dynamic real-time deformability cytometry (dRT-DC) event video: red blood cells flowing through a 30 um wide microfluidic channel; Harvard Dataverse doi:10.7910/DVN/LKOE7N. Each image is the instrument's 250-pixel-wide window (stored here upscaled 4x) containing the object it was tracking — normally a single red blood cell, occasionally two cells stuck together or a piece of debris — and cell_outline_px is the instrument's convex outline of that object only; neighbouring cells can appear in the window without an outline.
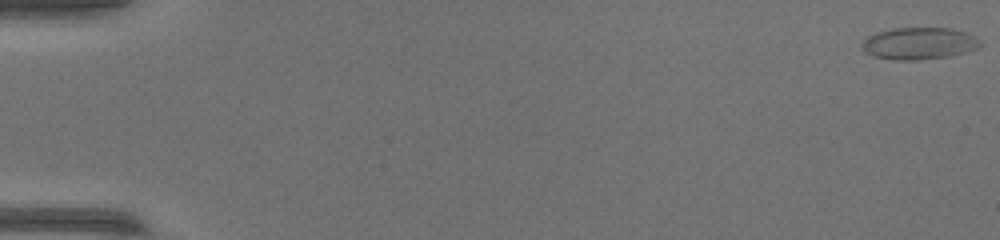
{"species": "common noctule bat (a hibernating species)", "species_latin": "Nyctalus noctula", "temperature_condition": "warm", "stored_images_in_passage": 54, "camera_frame_rate_fps": 3000, "um_per_image_px": 0.085, "animal": {"sex": "female", "body_mass_g": 17.0, "forearm_length_mm": 48.0}, "frame": {"image": 1, "passage_image": 1, "time_ms": 0.0, "image_size_px": [1000, 240], "cell_outline_px": [[984, 44], [980, 48], [952, 56], [920, 60], [892, 60], [876, 56], [864, 52], [860, 44], [864, 36], [876, 32], [892, 28], [952, 28], [968, 32], [976, 36]], "centroid_in_image_um": [78.14, 3.69], "position_along_channel_um": 6.9, "area_um2": 22.72}}
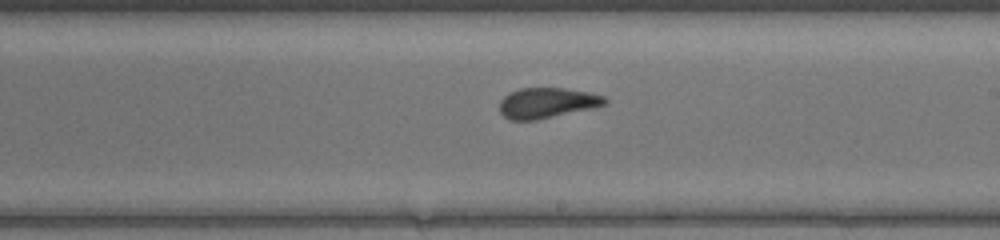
{"frame": {"image": 2, "passage_image": 33, "time_ms": 10.667, "image_size_px": [1000, 240], "cell_outline_px": [[608, 104], [596, 108], [536, 120], [508, 120], [500, 112], [500, 100], [508, 92], [520, 88], [564, 88], [588, 92], [604, 96], [608, 100]], "centroid_in_image_um": [46.52, 8.75], "position_along_channel_um": 242.5, "area_um2": 18.96}}
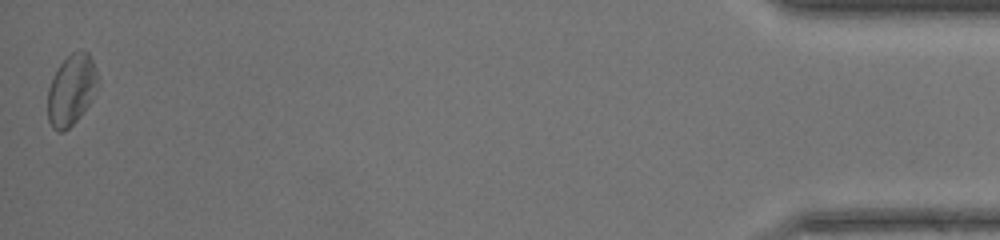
{"frame": {"image": 3, "passage_image": 54, "time_ms": 17.667, "image_size_px": [1000, 240], "cell_outline_px": [[100, 84], [92, 100], [80, 116], [64, 132], [56, 132], [52, 128], [48, 120], [48, 88], [60, 64], [72, 52], [88, 52], [96, 68]], "centroid_in_image_um": [6.09, 7.67], "position_along_channel_um": 429.1, "area_um2": 20.69}}